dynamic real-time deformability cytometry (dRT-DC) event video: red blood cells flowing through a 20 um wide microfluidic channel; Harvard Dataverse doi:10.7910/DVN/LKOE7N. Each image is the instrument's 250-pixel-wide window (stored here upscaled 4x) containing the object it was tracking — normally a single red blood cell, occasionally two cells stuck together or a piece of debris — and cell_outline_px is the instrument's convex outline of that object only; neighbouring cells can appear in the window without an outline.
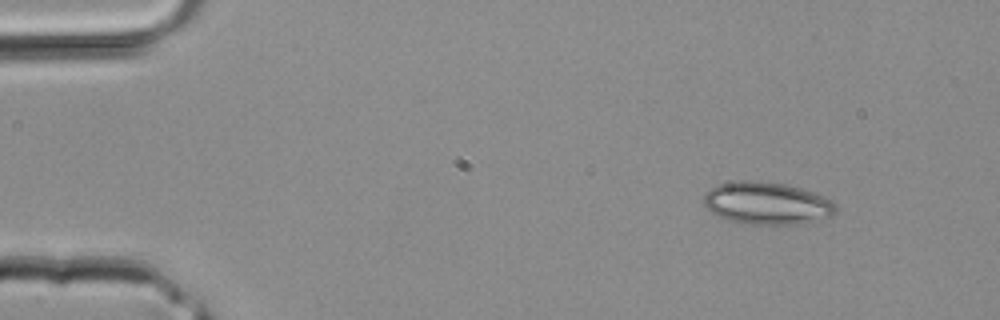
{"species": "common noctule bat (a hibernating species)", "species_latin": "Nyctalus noctula", "temperature_condition": "room temperature", "stored_images_in_passage": 2, "camera_frame_rate_fps": 3000, "um_per_image_px": 0.085, "animal": {"sex": "male", "body_mass_g": 20.4}, "frame": {"image": 1, "passage_image": 1, "time_ms": 0.0, "image_size_px": [1000, 320], "cell_outline_px": [[840, 208], [832, 216], [800, 224], [736, 224], [712, 212], [704, 204], [704, 192], [720, 184], [736, 180], [756, 180], [784, 184], [800, 188], [812, 192], [832, 200]], "centroid_in_image_um": [65.2, 17.28], "position_along_channel_um": 19.8, "area_um2": 32.83}}